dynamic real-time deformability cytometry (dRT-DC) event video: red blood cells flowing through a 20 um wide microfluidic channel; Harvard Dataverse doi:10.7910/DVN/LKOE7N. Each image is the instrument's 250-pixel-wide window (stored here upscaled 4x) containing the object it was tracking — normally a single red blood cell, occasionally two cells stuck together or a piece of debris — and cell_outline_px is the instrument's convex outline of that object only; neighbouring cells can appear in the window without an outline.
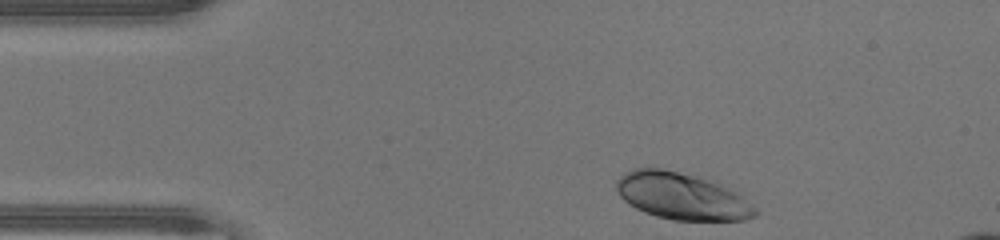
{"species": "human", "species_latin": "Homo sapiens", "temperature_condition": "warm", "stored_images_in_passage": 33, "camera_frame_rate_fps": 3000, "um_per_image_px": 0.085, "donor": {"sex": "male"}, "frame": {"image": 1, "passage_image": 1, "time_ms": 0.0, "image_size_px": [1000, 240], "cell_outline_px": [[756, 212], [752, 216], [740, 220], [676, 220], [660, 216], [648, 212], [624, 200], [620, 196], [616, 188], [616, 184], [624, 176], [640, 168], [656, 168], [676, 172], [712, 184], [736, 196], [752, 208]], "centroid_in_image_um": [57.83, 16.71], "position_along_channel_um": 27.2, "area_um2": 34.62}}
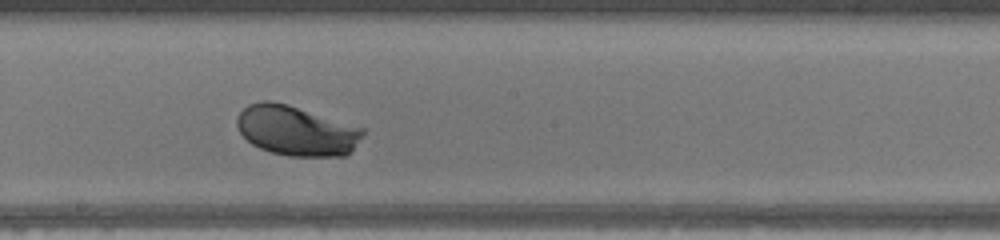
{"frame": {"image": 2, "passage_image": 19, "time_ms": 6.0, "image_size_px": [1000, 240], "cell_outline_px": [[364, 132], [352, 148], [344, 156], [292, 156], [272, 152], [260, 148], [252, 144], [240, 132], [236, 124], [236, 120], [240, 112], [248, 104], [264, 100], [268, 100], [284, 104], [364, 128]], "centroid_in_image_um": [25.14, 11.11], "position_along_channel_um": 223.1, "area_um2": 35.78}}
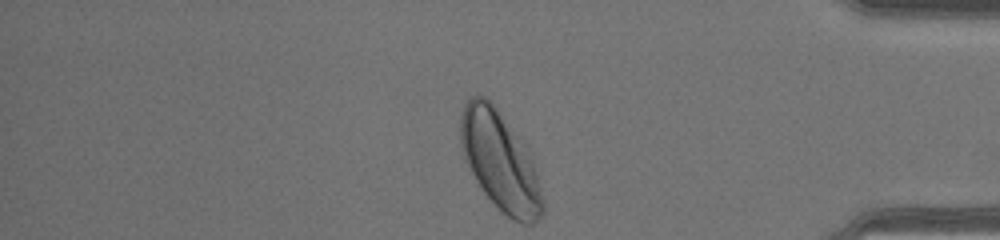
{"frame": {"image": 3, "passage_image": 33, "time_ms": 10.667, "image_size_px": [1000, 240], "cell_outline_px": [[544, 208], [536, 220], [532, 224], [524, 224], [508, 216], [484, 192], [472, 172], [468, 164], [460, 136], [460, 120], [464, 108], [468, 100], [472, 96], [480, 96], [488, 100], [492, 104], [532, 168], [544, 204]], "centroid_in_image_um": [42.43, 13.78], "position_along_channel_um": 392.8, "area_um2": 43.12}, "authors_computed_cell_mechanics": {"area_um2": 35.1424, "velocity_mm_per_s": 4.2921, "shape_relaxation_time_tau1_ms": 1.5715, "shape_relaxation_time_tau2_ms": null, "deformation_change_tau1": 0.1304, "deformation_change_tau2": null}}